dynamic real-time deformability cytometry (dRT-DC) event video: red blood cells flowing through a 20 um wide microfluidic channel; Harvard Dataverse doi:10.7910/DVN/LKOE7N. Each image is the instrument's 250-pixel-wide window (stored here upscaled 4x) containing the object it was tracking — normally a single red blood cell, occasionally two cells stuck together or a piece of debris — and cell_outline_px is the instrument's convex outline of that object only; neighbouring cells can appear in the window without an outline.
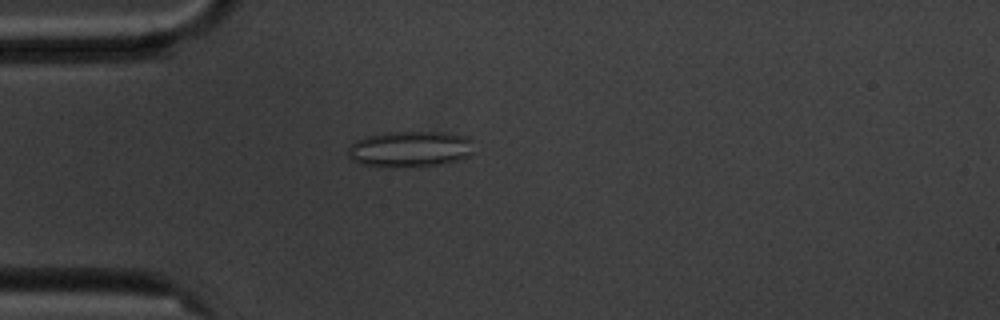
{"species": "common noctule bat (a hibernating species)", "species_latin": "Nyctalus noctula", "temperature_condition": "cold", "stored_images_in_passage": 56, "camera_frame_rate_fps": 3000, "um_per_image_px": 0.085, "animal": {"sex": "male", "body_mass_g": 20.1, "forearm_length_mm": 53.5}, "frame": {"image": 1, "passage_image": 15, "time_ms": 4.667, "image_size_px": [1000, 320], "cell_outline_px": [[472, 152], [468, 156], [456, 160], [440, 164], [360, 164], [352, 160], [348, 156], [348, 148], [356, 140], [364, 136], [388, 132], [444, 132], [468, 136]], "centroid_in_image_um": [34.84, 12.6], "position_along_channel_um": 50.2, "area_um2": 25.26}}
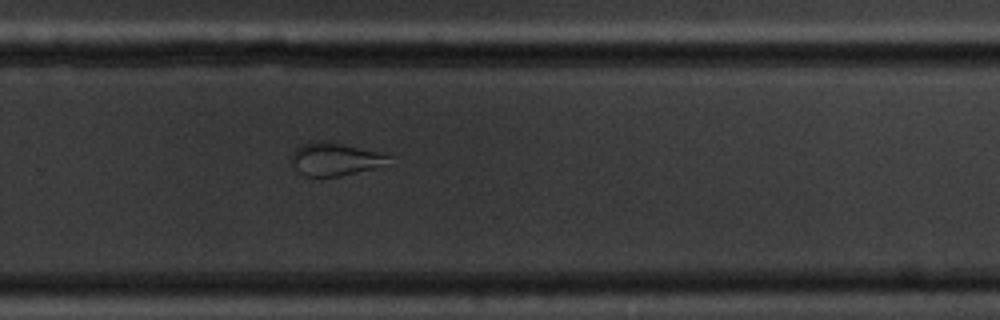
{"frame": {"image": 2, "passage_image": 37, "time_ms": 12.0, "image_size_px": [1000, 320], "cell_outline_px": [[388, 156], [372, 168], [340, 176], [304, 176], [296, 168], [292, 160], [292, 152], [296, 148], [304, 144], [316, 140], [332, 140], [376, 152]], "centroid_in_image_um": [28.33, 13.49], "position_along_channel_um": 301.5, "area_um2": 17.92}}
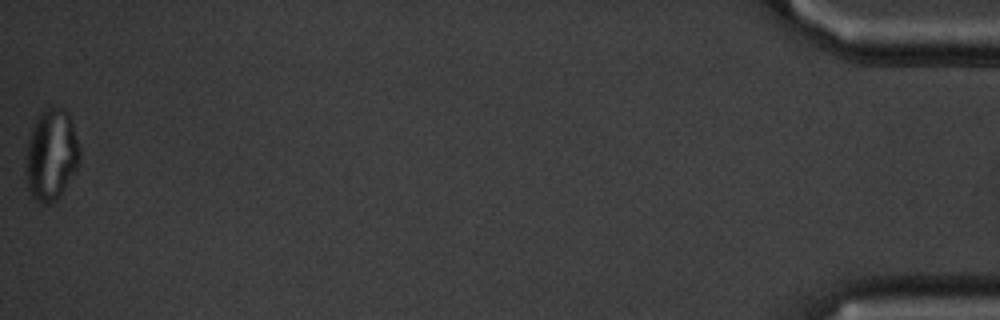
{"frame": {"image": 3, "passage_image": 56, "time_ms": 18.333, "image_size_px": [1000, 320], "cell_outline_px": [[80, 156], [76, 168], [56, 200], [48, 204], [40, 204], [32, 196], [28, 188], [28, 140], [32, 128], [40, 112], [44, 108], [64, 108], [68, 112], [80, 148]], "centroid_in_image_um": [4.38, 13.14], "position_along_channel_um": 430.8, "area_um2": 27.8}, "authors_computed_cell_mechanics": {"area_um2": 24.7962, "velocity_mm_per_s": 3.5635, "shape_relaxation_time_tau1_ms": null, "shape_relaxation_time_tau2_ms": 1.7233, "deformation_change_tau1": null, "deformation_change_tau2": 0.0674}}